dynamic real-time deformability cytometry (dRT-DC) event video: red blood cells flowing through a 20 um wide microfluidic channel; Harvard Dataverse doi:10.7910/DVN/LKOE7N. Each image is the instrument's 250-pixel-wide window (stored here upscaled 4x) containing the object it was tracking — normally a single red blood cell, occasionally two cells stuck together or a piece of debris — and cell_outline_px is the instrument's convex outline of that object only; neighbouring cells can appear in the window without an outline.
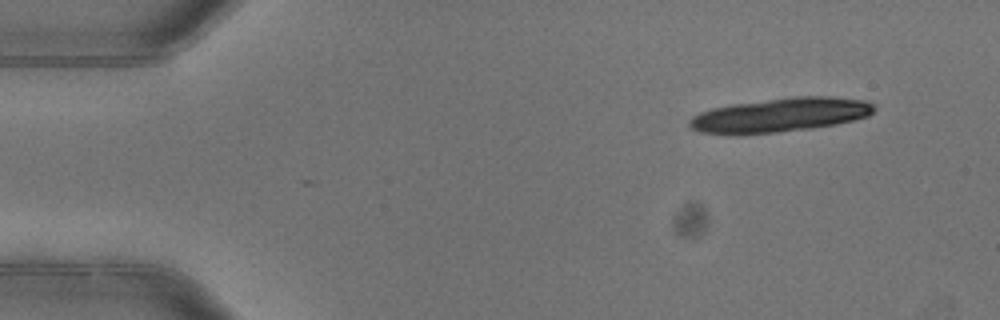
{"species": "common noctule bat (a hibernating species)", "species_latin": "Nyctalus noctula", "temperature_condition": "warm", "stored_images_in_passage": 4, "camera_frame_rate_fps": 3000, "um_per_image_px": 0.085, "animal": {"sex": "female"}, "frame": {"image": 1, "passage_image": 1, "time_ms": 0.0, "image_size_px": [1000, 320], "cell_outline_px": [[876, 108], [868, 116], [836, 124], [812, 128], [776, 132], [700, 132], [692, 128], [688, 124], [688, 120], [692, 116], [700, 112], [712, 108], [732, 104], [796, 96], [828, 96], [864, 100], [872, 104]], "centroid_in_image_um": [66.37, 9.74], "position_along_channel_um": 18.6, "area_um2": 35.78}}
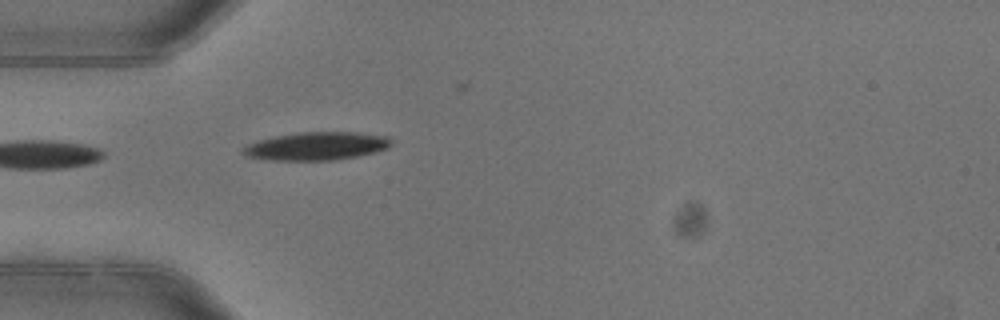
{"frame": {"image": 2, "passage_image": 4, "time_ms": 1.0, "image_size_px": [1000, 320], "cell_outline_px": [[392, 144], [388, 148], [356, 156], [336, 160], [268, 160], [248, 156], [240, 152], [240, 148], [248, 144], [260, 140], [276, 136], [296, 132], [356, 132], [388, 136], [392, 140]], "centroid_in_image_um": [26.89, 12.41], "position_along_channel_um": 58.1, "area_um2": 24.28}}